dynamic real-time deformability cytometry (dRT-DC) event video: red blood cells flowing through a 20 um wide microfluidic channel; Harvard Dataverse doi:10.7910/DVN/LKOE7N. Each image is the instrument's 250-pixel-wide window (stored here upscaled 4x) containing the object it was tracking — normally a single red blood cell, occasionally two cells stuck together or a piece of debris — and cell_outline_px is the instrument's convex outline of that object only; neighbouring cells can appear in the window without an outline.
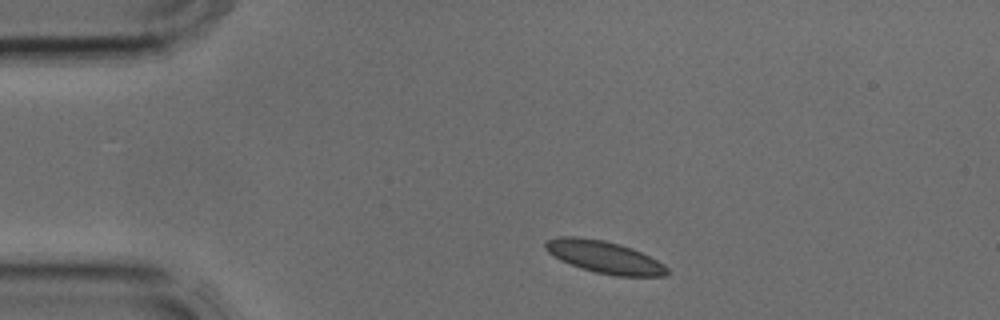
{"species": "common noctule bat (a hibernating species)", "species_latin": "Nyctalus noctula", "temperature_condition": "cold", "stored_images_in_passage": 2, "camera_frame_rate_fps": 3000, "um_per_image_px": 0.085, "animal": {"sex": "male", "body_mass_g": 17.9, "forearm_length_mm": 54.2}, "frame": {"image": 1, "passage_image": 1, "time_ms": 0.0, "image_size_px": [1000, 320], "cell_outline_px": [[668, 272], [664, 276], [616, 276], [596, 272], [580, 268], [560, 260], [552, 256], [544, 248], [544, 240], [556, 236], [576, 236], [604, 240], [620, 244], [632, 248], [664, 264], [668, 268]], "centroid_in_image_um": [51.3, 21.83], "position_along_channel_um": 33.7, "area_um2": 23.0}}